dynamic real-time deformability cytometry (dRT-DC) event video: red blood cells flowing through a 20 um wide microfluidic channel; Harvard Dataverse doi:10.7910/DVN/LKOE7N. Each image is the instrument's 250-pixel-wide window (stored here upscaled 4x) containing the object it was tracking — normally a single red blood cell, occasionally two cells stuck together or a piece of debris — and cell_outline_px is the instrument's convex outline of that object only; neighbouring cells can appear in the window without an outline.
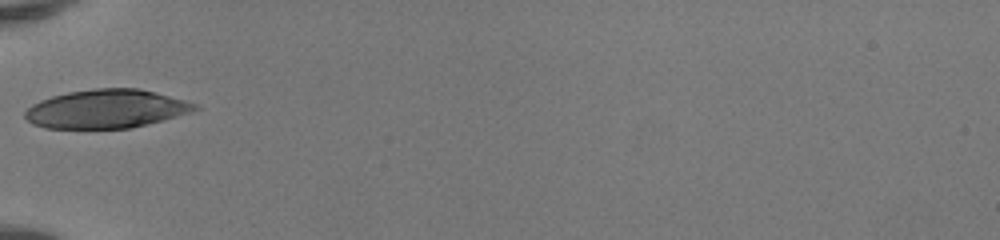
{"species": "human", "species_latin": "Homo sapiens", "temperature_condition": "room temperature", "stored_images_in_passage": 32, "camera_frame_rate_fps": 3000, "um_per_image_px": 0.085, "donor": {"sex": "female"}, "frame": {"image": 1, "passage_image": 1, "time_ms": 0.0, "image_size_px": [1000, 240], "cell_outline_px": [[200, 108], [188, 112], [148, 124], [132, 128], [44, 128], [32, 124], [24, 116], [24, 112], [32, 104], [40, 100], [52, 96], [68, 92], [96, 88], [136, 88], [156, 92], [200, 104]], "centroid_in_image_um": [9.02, 9.25], "position_along_channel_um": 76.0, "area_um2": 38.15}}
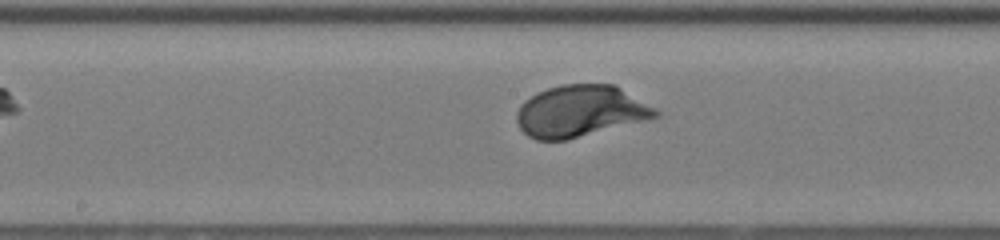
{"frame": {"image": 2, "passage_image": 10, "time_ms": 3.0, "image_size_px": [1000, 240], "cell_outline_px": [[660, 116], [648, 120], [568, 140], [536, 140], [528, 136], [520, 128], [516, 120], [516, 112], [520, 104], [524, 100], [536, 92], [560, 84], [616, 84], [656, 108], [660, 112]], "centroid_in_image_um": [49.34, 9.45], "position_along_channel_um": 198.9, "area_um2": 42.37}}
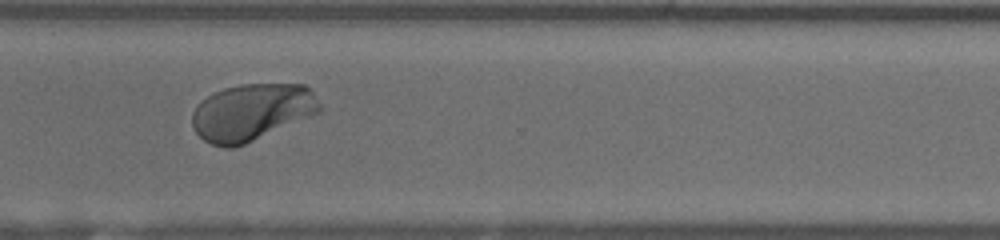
{"frame": {"image": 3, "passage_image": 21, "time_ms": 6.667, "image_size_px": [1000, 240], "cell_outline_px": [[320, 112], [244, 144], [232, 148], [224, 148], [212, 144], [204, 140], [192, 128], [192, 112], [208, 96], [224, 88], [240, 84], [304, 84], [312, 92], [320, 104]], "centroid_in_image_um": [21.39, 9.54], "position_along_channel_um": 349.2, "area_um2": 41.79}, "authors_computed_cell_mechanics": {"area_um2": 41.6738, "velocity_mm_per_s": 4.1073, "shape_relaxation_time_tau1_ms": 1.8051, "shape_relaxation_time_tau2_ms": null, "deformation_change_tau1": 0.1529, "deformation_change_tau2": null}}